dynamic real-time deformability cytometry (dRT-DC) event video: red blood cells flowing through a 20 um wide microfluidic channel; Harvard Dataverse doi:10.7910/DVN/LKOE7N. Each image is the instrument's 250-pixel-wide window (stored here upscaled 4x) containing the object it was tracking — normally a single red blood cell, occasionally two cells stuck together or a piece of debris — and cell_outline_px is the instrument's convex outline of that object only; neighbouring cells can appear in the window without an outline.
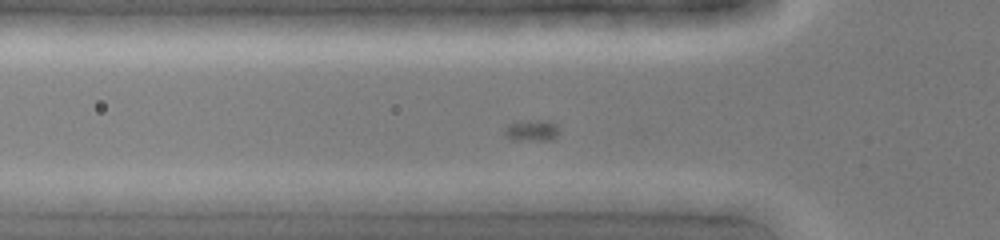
{"species": "common noctule bat (a hibernating species)", "species_latin": "Nyctalus noctula", "temperature_condition": "cold", "stored_images_in_passage": 26, "camera_frame_rate_fps": 3000, "um_per_image_px": 0.085, "animal": {"sex": "female", "body_mass_g": 19.0, "forearm_length_mm": 51.5}, "frame": {"image": 1, "passage_image": 2, "time_ms": 0.333, "image_size_px": [1000, 240], "cell_outline_px": [[640, 200], [628, 212], [556, 212], [548, 200], [556, 192], [620, 192]], "centroid_in_image_um": [50.35, 17.18], "position_along_channel_um": 75.5, "area_um2": 11.62}}